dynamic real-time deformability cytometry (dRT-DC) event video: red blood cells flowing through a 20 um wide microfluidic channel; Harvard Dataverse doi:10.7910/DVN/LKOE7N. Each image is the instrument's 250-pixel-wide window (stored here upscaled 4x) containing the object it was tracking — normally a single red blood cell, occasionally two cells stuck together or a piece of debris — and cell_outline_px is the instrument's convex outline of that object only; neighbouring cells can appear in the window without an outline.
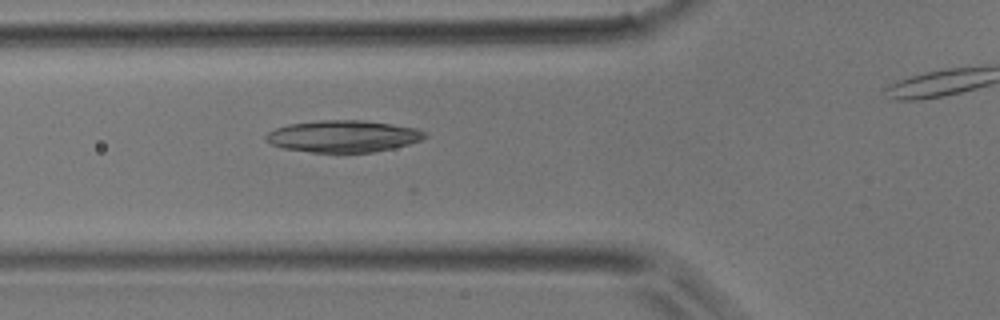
{"species": "common noctule bat (a hibernating species)", "species_latin": "Nyctalus noctula", "temperature_condition": "room temperature", "stored_images_in_passage": 26, "camera_frame_rate_fps": 3000, "um_per_image_px": 0.085, "animal": {"sex": "male", "body_mass_g": 17.9}, "frame": {"image": 1, "passage_image": 4, "time_ms": 1.0, "image_size_px": [1000, 320], "cell_outline_px": [[428, 136], [420, 140], [408, 144], [392, 148], [372, 152], [312, 152], [284, 148], [272, 144], [264, 140], [264, 136], [268, 132], [276, 128], [288, 124], [316, 120], [364, 120], [392, 124], [416, 128], [424, 132]], "centroid_in_image_um": [29.14, 11.57], "position_along_channel_um": 96.7, "area_um2": 29.42}}
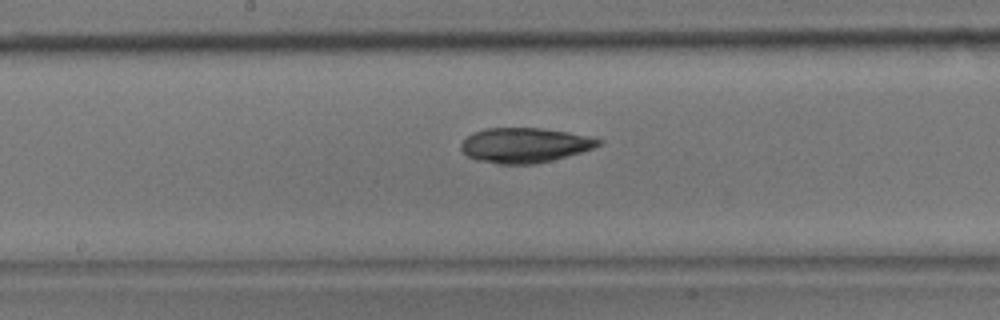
{"frame": {"image": 2, "passage_image": 11, "time_ms": 3.333, "image_size_px": [1000, 320], "cell_outline_px": [[604, 140], [600, 144], [592, 148], [580, 152], [552, 160], [536, 164], [496, 164], [476, 160], [468, 156], [460, 148], [460, 144], [472, 132], [484, 128], [540, 128], [568, 132], [588, 136]], "centroid_in_image_um": [44.57, 12.34], "position_along_channel_um": 203.6, "area_um2": 27.92}}
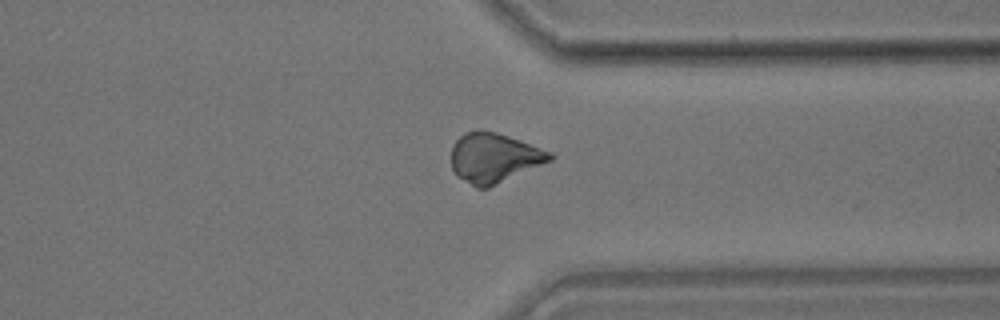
{"frame": {"image": 3, "passage_image": 22, "time_ms": 7.0, "image_size_px": [1000, 320], "cell_outline_px": [[556, 156], [552, 160], [488, 188], [476, 188], [456, 176], [452, 168], [452, 144], [464, 132], [496, 132], [520, 140], [552, 152]], "centroid_in_image_um": [42.0, 13.44], "position_along_channel_um": 369.4, "area_um2": 28.32}}